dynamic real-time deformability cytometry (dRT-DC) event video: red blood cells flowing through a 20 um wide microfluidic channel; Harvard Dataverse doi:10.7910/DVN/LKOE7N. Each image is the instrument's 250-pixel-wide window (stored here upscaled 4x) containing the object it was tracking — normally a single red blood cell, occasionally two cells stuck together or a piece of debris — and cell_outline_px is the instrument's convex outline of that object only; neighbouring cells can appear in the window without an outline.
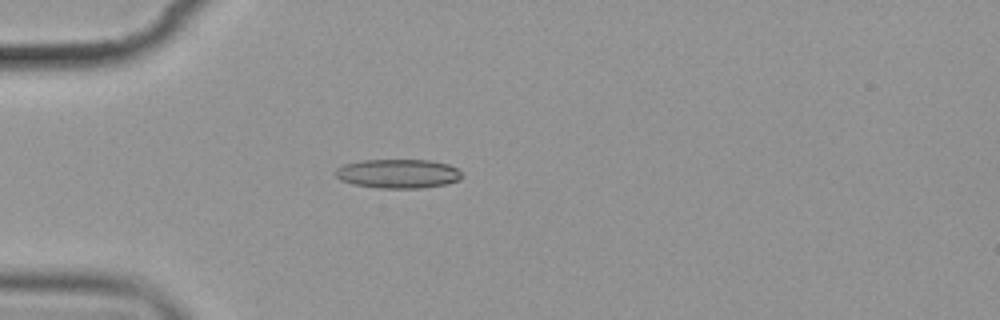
{"species": "common noctule bat (a hibernating species)", "species_latin": "Nyctalus noctula", "temperature_condition": "cold", "stored_images_in_passage": 5, "camera_frame_rate_fps": 3000, "um_per_image_px": 0.085, "animal": {"sex": "female", "body_mass_g": 19.9}, "frame": {"image": 1, "passage_image": 4, "time_ms": 4.333, "image_size_px": [1000, 320], "cell_outline_px": [[464, 176], [460, 180], [444, 184], [420, 188], [380, 188], [352, 184], [340, 180], [332, 172], [336, 168], [344, 164], [364, 160], [432, 160], [448, 164], [456, 168]], "centroid_in_image_um": [33.81, 14.76], "position_along_channel_um": 51.2, "area_um2": 21.56}}